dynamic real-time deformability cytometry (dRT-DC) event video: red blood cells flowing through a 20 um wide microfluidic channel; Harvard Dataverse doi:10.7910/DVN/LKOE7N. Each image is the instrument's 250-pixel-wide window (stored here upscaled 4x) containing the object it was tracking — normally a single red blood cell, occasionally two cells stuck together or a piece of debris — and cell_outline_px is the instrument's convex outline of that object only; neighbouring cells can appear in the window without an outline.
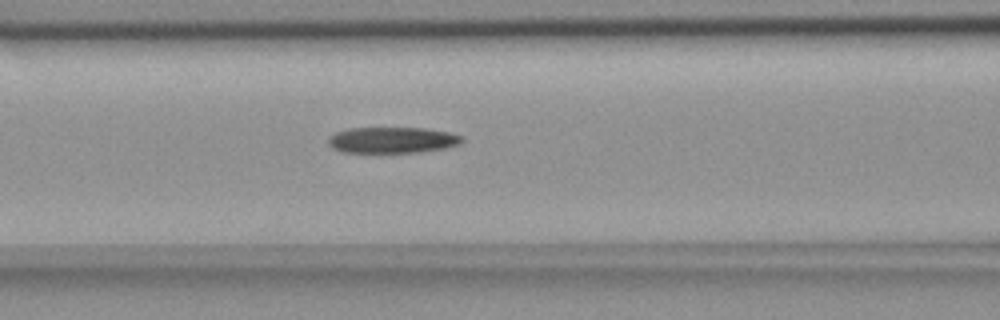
{"species": "common noctule bat (a hibernating species)", "species_latin": "Nyctalus noctula", "temperature_condition": "room temperature", "stored_images_in_passage": 6, "camera_frame_rate_fps": 3000, "um_per_image_px": 0.085, "animal": {"sex": "female", "body_mass_g": 18.4}, "frame": {"image": 1, "passage_image": 6, "time_ms": 1.667, "image_size_px": [1000, 320], "cell_outline_px": [[464, 140], [456, 144], [444, 148], [420, 152], [340, 152], [332, 148], [328, 144], [328, 136], [336, 132], [348, 128], [424, 128], [448, 132], [460, 136]], "centroid_in_image_um": [33.27, 11.9], "position_along_channel_um": 133.3, "area_um2": 20.17}}